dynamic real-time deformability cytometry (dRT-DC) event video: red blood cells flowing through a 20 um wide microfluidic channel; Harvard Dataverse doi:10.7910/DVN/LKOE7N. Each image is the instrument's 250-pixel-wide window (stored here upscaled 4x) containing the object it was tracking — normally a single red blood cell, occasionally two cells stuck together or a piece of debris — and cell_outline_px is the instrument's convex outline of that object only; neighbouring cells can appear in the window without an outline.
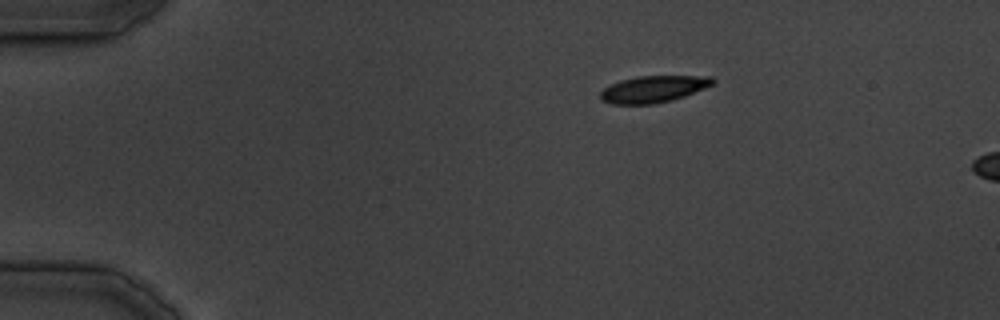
{"species": "common noctule bat (a hibernating species)", "species_latin": "Nyctalus noctula", "temperature_condition": "cold", "stored_images_in_passage": 5, "camera_frame_rate_fps": 3000, "um_per_image_px": 0.085, "animal": {"sex": "male", "body_mass_g": 19.5, "forearm_length_mm": 54.6}, "frame": {"image": 1, "passage_image": 1, "time_ms": 0.0, "image_size_px": [1000, 320], "cell_outline_px": [[716, 84], [684, 96], [672, 100], [656, 104], [612, 104], [600, 100], [600, 92], [604, 88], [620, 80], [640, 76], [712, 76], [716, 80]], "centroid_in_image_um": [55.57, 7.57], "position_along_channel_um": 29.4, "area_um2": 17.63}}